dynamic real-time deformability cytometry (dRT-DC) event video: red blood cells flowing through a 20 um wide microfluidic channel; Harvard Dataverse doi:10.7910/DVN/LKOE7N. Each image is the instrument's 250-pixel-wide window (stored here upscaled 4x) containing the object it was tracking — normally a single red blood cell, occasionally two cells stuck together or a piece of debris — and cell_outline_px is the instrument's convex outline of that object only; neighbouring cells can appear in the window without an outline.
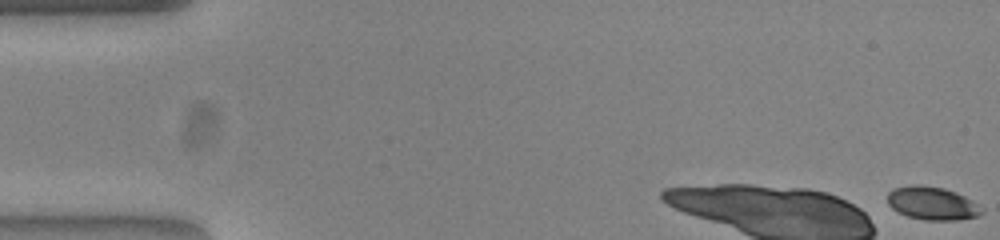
{"species": "common noctule bat (a hibernating species)", "species_latin": "Nyctalus noctula", "temperature_condition": "warm", "stored_images_in_passage": 54, "camera_frame_rate_fps": 3000, "um_per_image_px": 0.085, "animal": {"sex": "female", "body_mass_g": 23.0, "forearm_length_mm": 53.4}, "frame": {"image": 1, "passage_image": 1, "time_ms": 0.0, "image_size_px": [1000, 240], "cell_outline_px": [[984, 212], [980, 216], [960, 220], [924, 220], [908, 216], [892, 208], [888, 204], [888, 192], [896, 188], [916, 184], [920, 184], [944, 188], [956, 192], [972, 200], [984, 208]], "centroid_in_image_um": [79.3, 17.29], "position_along_channel_um": 5.7, "area_um2": 18.32}}
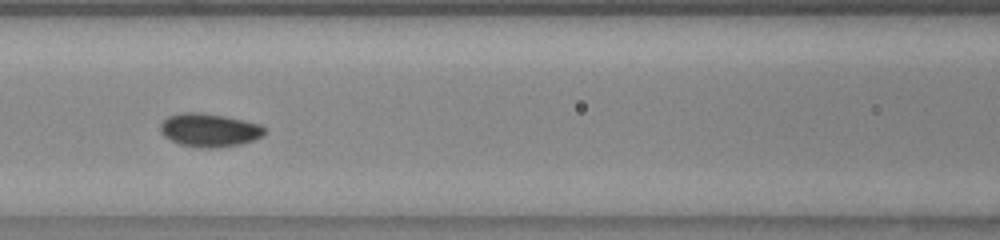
{"frame": {"image": 2, "passage_image": 24, "time_ms": 7.667, "image_size_px": [1000, 240], "cell_outline_px": [[264, 132], [260, 136], [252, 140], [240, 144], [216, 148], [200, 148], [180, 144], [164, 136], [160, 132], [160, 124], [168, 116], [180, 112], [200, 112], [224, 116], [260, 124], [264, 128]], "centroid_in_image_um": [17.74, 11.05], "position_along_channel_um": 148.9, "area_um2": 20.11}}
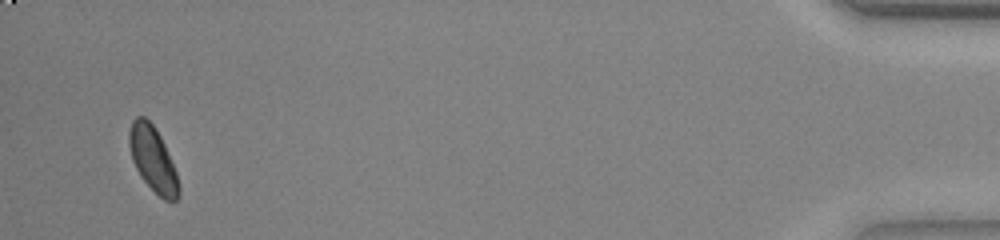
{"frame": {"image": 3, "passage_image": 52, "time_ms": 17.0, "image_size_px": [1000, 240], "cell_outline_px": [[180, 196], [176, 200], [164, 200], [140, 176], [132, 160], [128, 144], [128, 132], [132, 120], [136, 116], [144, 116], [156, 128], [164, 144], [176, 172], [180, 188]], "centroid_in_image_um": [12.98, 13.5], "position_along_channel_um": 422.2, "area_um2": 18.67}, "authors_computed_cell_mechanics": {"area_um2": 18.7561, "velocity_mm_per_s": 3.8426, "shape_relaxation_time_tau1_ms": 3.2804, "shape_relaxation_time_tau2_ms": null, "deformation_change_tau1": 0.1102, "deformation_change_tau2": null}}